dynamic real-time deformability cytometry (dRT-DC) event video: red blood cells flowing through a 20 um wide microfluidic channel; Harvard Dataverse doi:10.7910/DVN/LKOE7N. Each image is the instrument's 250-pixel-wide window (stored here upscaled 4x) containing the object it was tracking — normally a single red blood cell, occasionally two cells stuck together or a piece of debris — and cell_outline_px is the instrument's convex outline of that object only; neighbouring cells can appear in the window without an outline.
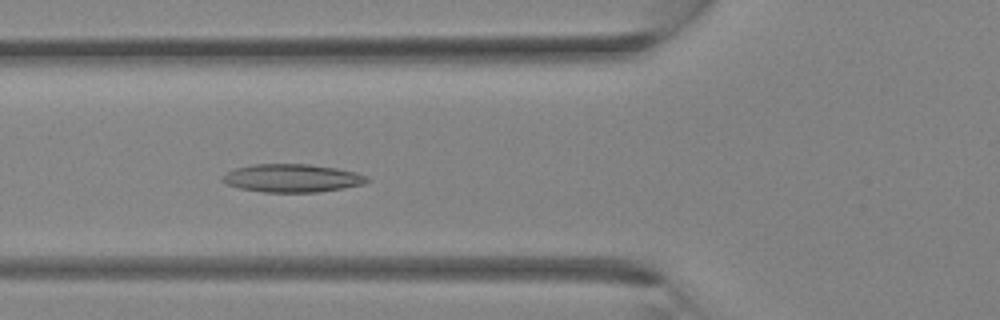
{"species": "Egyptian fruit bat (a non-hibernating species)", "species_latin": "Rousettus aegyptiacus", "temperature_condition": "room temperature", "stored_images_in_passage": 31, "camera_frame_rate_fps": 3000, "um_per_image_px": 0.085, "animal": {"sex": "female"}, "frame": {"image": 1, "passage_image": 10, "time_ms": 3.0, "image_size_px": [1000, 320], "cell_outline_px": [[372, 180], [364, 184], [344, 188], [320, 192], [264, 192], [240, 188], [228, 184], [220, 180], [220, 176], [236, 168], [252, 164], [308, 164], [336, 168], [356, 172], [368, 176]], "centroid_in_image_um": [24.86, 15.14], "position_along_channel_um": 100.9, "area_um2": 23.81}}
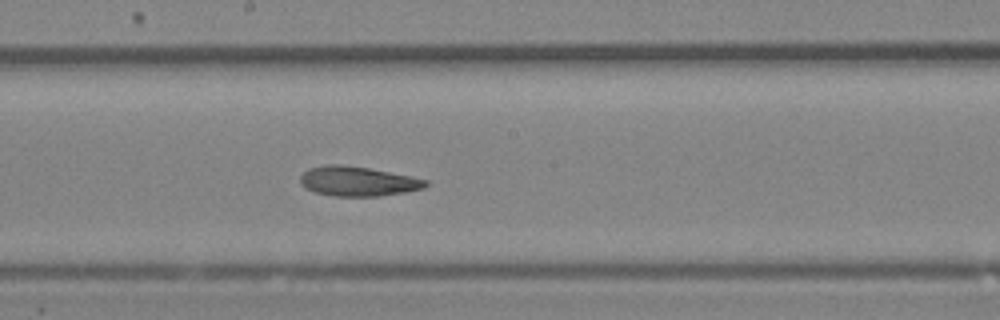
{"frame": {"image": 2, "passage_image": 16, "time_ms": 5.0, "image_size_px": [1000, 320], "cell_outline_px": [[428, 184], [424, 188], [404, 192], [380, 196], [332, 196], [316, 192], [304, 188], [300, 184], [300, 176], [308, 168], [328, 164], [340, 164], [368, 168], [412, 176], [428, 180]], "centroid_in_image_um": [30.4, 15.41], "position_along_channel_um": 217.8, "area_um2": 21.73}}
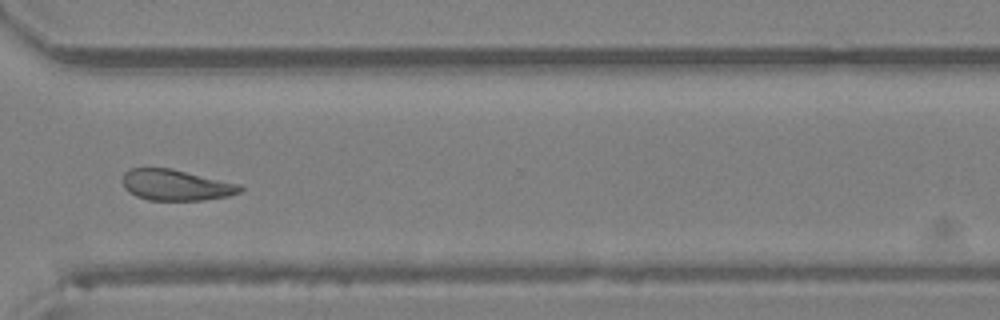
{"frame": {"image": 3, "passage_image": 23, "time_ms": 7.333, "image_size_px": [1000, 320], "cell_outline_px": [[244, 188], [240, 192], [228, 196], [204, 200], [148, 200], [136, 196], [128, 192], [124, 188], [120, 180], [124, 172], [132, 168], [172, 168], [240, 184]], "centroid_in_image_um": [14.92, 15.72], "position_along_channel_um": 355.7, "area_um2": 21.44}}